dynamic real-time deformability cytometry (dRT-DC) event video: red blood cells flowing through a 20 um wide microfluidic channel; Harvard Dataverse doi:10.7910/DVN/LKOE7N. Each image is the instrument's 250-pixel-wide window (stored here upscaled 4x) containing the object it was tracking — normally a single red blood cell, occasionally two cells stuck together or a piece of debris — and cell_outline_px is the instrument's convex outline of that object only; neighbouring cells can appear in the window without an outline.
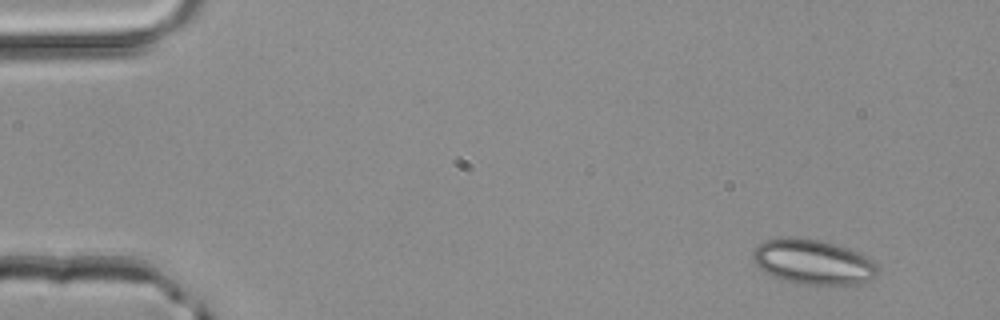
{"species": "common noctule bat (a hibernating species)", "species_latin": "Nyctalus noctula", "temperature_condition": "room temperature", "stored_images_in_passage": 3, "camera_frame_rate_fps": 3000, "um_per_image_px": 0.085, "animal": {"sex": "male", "body_mass_g": 20.4}, "frame": {"image": 1, "passage_image": 1, "time_ms": 0.0, "image_size_px": [1000, 320], "cell_outline_px": [[880, 268], [872, 280], [860, 284], [804, 284], [784, 280], [764, 272], [752, 260], [752, 252], [764, 240], [788, 236], [820, 240], [848, 248], [868, 256]], "centroid_in_image_um": [69.13, 22.26], "position_along_channel_um": 15.9, "area_um2": 32.77}}